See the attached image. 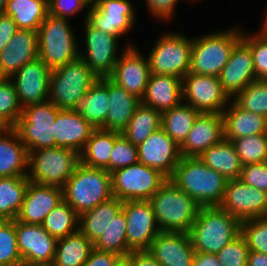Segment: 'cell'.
<instances>
[{
  "instance_id": "cell-1",
  "label": "cell",
  "mask_w": 267,
  "mask_h": 266,
  "mask_svg": "<svg viewBox=\"0 0 267 266\" xmlns=\"http://www.w3.org/2000/svg\"><path fill=\"white\" fill-rule=\"evenodd\" d=\"M201 207L219 206L227 180L209 168L199 157H181L169 178Z\"/></svg>"
},
{
  "instance_id": "cell-2",
  "label": "cell",
  "mask_w": 267,
  "mask_h": 266,
  "mask_svg": "<svg viewBox=\"0 0 267 266\" xmlns=\"http://www.w3.org/2000/svg\"><path fill=\"white\" fill-rule=\"evenodd\" d=\"M188 234L195 252L217 254L241 234V222L219 206L201 207Z\"/></svg>"
},
{
  "instance_id": "cell-3",
  "label": "cell",
  "mask_w": 267,
  "mask_h": 266,
  "mask_svg": "<svg viewBox=\"0 0 267 266\" xmlns=\"http://www.w3.org/2000/svg\"><path fill=\"white\" fill-rule=\"evenodd\" d=\"M62 190L63 200L80 216L113 197L111 174L79 163Z\"/></svg>"
},
{
  "instance_id": "cell-4",
  "label": "cell",
  "mask_w": 267,
  "mask_h": 266,
  "mask_svg": "<svg viewBox=\"0 0 267 266\" xmlns=\"http://www.w3.org/2000/svg\"><path fill=\"white\" fill-rule=\"evenodd\" d=\"M161 231L188 232L201 206L171 180H167L149 200Z\"/></svg>"
},
{
  "instance_id": "cell-5",
  "label": "cell",
  "mask_w": 267,
  "mask_h": 266,
  "mask_svg": "<svg viewBox=\"0 0 267 266\" xmlns=\"http://www.w3.org/2000/svg\"><path fill=\"white\" fill-rule=\"evenodd\" d=\"M69 18L48 14L37 30L38 58L51 70L79 58L77 39Z\"/></svg>"
},
{
  "instance_id": "cell-6",
  "label": "cell",
  "mask_w": 267,
  "mask_h": 266,
  "mask_svg": "<svg viewBox=\"0 0 267 266\" xmlns=\"http://www.w3.org/2000/svg\"><path fill=\"white\" fill-rule=\"evenodd\" d=\"M235 27L193 37L189 72L218 77L234 46L242 38V30Z\"/></svg>"
},
{
  "instance_id": "cell-7",
  "label": "cell",
  "mask_w": 267,
  "mask_h": 266,
  "mask_svg": "<svg viewBox=\"0 0 267 266\" xmlns=\"http://www.w3.org/2000/svg\"><path fill=\"white\" fill-rule=\"evenodd\" d=\"M98 79L79 57L51 70L49 100L59 109H75Z\"/></svg>"
},
{
  "instance_id": "cell-8",
  "label": "cell",
  "mask_w": 267,
  "mask_h": 266,
  "mask_svg": "<svg viewBox=\"0 0 267 266\" xmlns=\"http://www.w3.org/2000/svg\"><path fill=\"white\" fill-rule=\"evenodd\" d=\"M80 163L77 152L68 148L49 147L28 151L29 181L63 188Z\"/></svg>"
},
{
  "instance_id": "cell-9",
  "label": "cell",
  "mask_w": 267,
  "mask_h": 266,
  "mask_svg": "<svg viewBox=\"0 0 267 266\" xmlns=\"http://www.w3.org/2000/svg\"><path fill=\"white\" fill-rule=\"evenodd\" d=\"M60 110L49 99L23 107L22 116L13 128L27 151L56 147L54 125Z\"/></svg>"
},
{
  "instance_id": "cell-10",
  "label": "cell",
  "mask_w": 267,
  "mask_h": 266,
  "mask_svg": "<svg viewBox=\"0 0 267 266\" xmlns=\"http://www.w3.org/2000/svg\"><path fill=\"white\" fill-rule=\"evenodd\" d=\"M167 180L157 169L137 162L111 173L112 194L123 202L150 200Z\"/></svg>"
},
{
  "instance_id": "cell-11",
  "label": "cell",
  "mask_w": 267,
  "mask_h": 266,
  "mask_svg": "<svg viewBox=\"0 0 267 266\" xmlns=\"http://www.w3.org/2000/svg\"><path fill=\"white\" fill-rule=\"evenodd\" d=\"M148 53L151 74L183 78L190 69L192 39L183 34L167 32L160 36Z\"/></svg>"
},
{
  "instance_id": "cell-12",
  "label": "cell",
  "mask_w": 267,
  "mask_h": 266,
  "mask_svg": "<svg viewBox=\"0 0 267 266\" xmlns=\"http://www.w3.org/2000/svg\"><path fill=\"white\" fill-rule=\"evenodd\" d=\"M182 93L185 104L199 113H222L231 101L217 76L188 72L182 78Z\"/></svg>"
},
{
  "instance_id": "cell-13",
  "label": "cell",
  "mask_w": 267,
  "mask_h": 266,
  "mask_svg": "<svg viewBox=\"0 0 267 266\" xmlns=\"http://www.w3.org/2000/svg\"><path fill=\"white\" fill-rule=\"evenodd\" d=\"M84 28L87 54L79 52V57L99 79L110 77L119 59V55L116 54L118 38L95 28L87 20H85Z\"/></svg>"
},
{
  "instance_id": "cell-14",
  "label": "cell",
  "mask_w": 267,
  "mask_h": 266,
  "mask_svg": "<svg viewBox=\"0 0 267 266\" xmlns=\"http://www.w3.org/2000/svg\"><path fill=\"white\" fill-rule=\"evenodd\" d=\"M240 222L267 215V193L242 182L227 180L224 197L219 205Z\"/></svg>"
},
{
  "instance_id": "cell-15",
  "label": "cell",
  "mask_w": 267,
  "mask_h": 266,
  "mask_svg": "<svg viewBox=\"0 0 267 266\" xmlns=\"http://www.w3.org/2000/svg\"><path fill=\"white\" fill-rule=\"evenodd\" d=\"M126 218L127 245L132 250H148L161 232L149 200L126 201L122 208Z\"/></svg>"
},
{
  "instance_id": "cell-16",
  "label": "cell",
  "mask_w": 267,
  "mask_h": 266,
  "mask_svg": "<svg viewBox=\"0 0 267 266\" xmlns=\"http://www.w3.org/2000/svg\"><path fill=\"white\" fill-rule=\"evenodd\" d=\"M135 18V10L129 0H99L91 5L84 21L119 38L131 30Z\"/></svg>"
},
{
  "instance_id": "cell-17",
  "label": "cell",
  "mask_w": 267,
  "mask_h": 266,
  "mask_svg": "<svg viewBox=\"0 0 267 266\" xmlns=\"http://www.w3.org/2000/svg\"><path fill=\"white\" fill-rule=\"evenodd\" d=\"M151 72L148 58L132 44L126 45L124 52L117 60L112 75L109 77L118 86L142 98Z\"/></svg>"
},
{
  "instance_id": "cell-18",
  "label": "cell",
  "mask_w": 267,
  "mask_h": 266,
  "mask_svg": "<svg viewBox=\"0 0 267 266\" xmlns=\"http://www.w3.org/2000/svg\"><path fill=\"white\" fill-rule=\"evenodd\" d=\"M140 163L157 169L168 179L181 159L180 146L162 129L137 146Z\"/></svg>"
},
{
  "instance_id": "cell-19",
  "label": "cell",
  "mask_w": 267,
  "mask_h": 266,
  "mask_svg": "<svg viewBox=\"0 0 267 266\" xmlns=\"http://www.w3.org/2000/svg\"><path fill=\"white\" fill-rule=\"evenodd\" d=\"M50 74L51 69L37 58L26 63L10 77L22 107L49 99Z\"/></svg>"
},
{
  "instance_id": "cell-20",
  "label": "cell",
  "mask_w": 267,
  "mask_h": 266,
  "mask_svg": "<svg viewBox=\"0 0 267 266\" xmlns=\"http://www.w3.org/2000/svg\"><path fill=\"white\" fill-rule=\"evenodd\" d=\"M218 78L223 91L231 100L256 80L252 52L242 39L234 46Z\"/></svg>"
},
{
  "instance_id": "cell-21",
  "label": "cell",
  "mask_w": 267,
  "mask_h": 266,
  "mask_svg": "<svg viewBox=\"0 0 267 266\" xmlns=\"http://www.w3.org/2000/svg\"><path fill=\"white\" fill-rule=\"evenodd\" d=\"M15 231L23 265L54 260L58 240L42 225L26 224L15 219Z\"/></svg>"
},
{
  "instance_id": "cell-22",
  "label": "cell",
  "mask_w": 267,
  "mask_h": 266,
  "mask_svg": "<svg viewBox=\"0 0 267 266\" xmlns=\"http://www.w3.org/2000/svg\"><path fill=\"white\" fill-rule=\"evenodd\" d=\"M224 139L222 113H199L187 138L180 145L181 157H199Z\"/></svg>"
},
{
  "instance_id": "cell-23",
  "label": "cell",
  "mask_w": 267,
  "mask_h": 266,
  "mask_svg": "<svg viewBox=\"0 0 267 266\" xmlns=\"http://www.w3.org/2000/svg\"><path fill=\"white\" fill-rule=\"evenodd\" d=\"M148 251L161 266H193L195 251L188 232L161 231Z\"/></svg>"
},
{
  "instance_id": "cell-24",
  "label": "cell",
  "mask_w": 267,
  "mask_h": 266,
  "mask_svg": "<svg viewBox=\"0 0 267 266\" xmlns=\"http://www.w3.org/2000/svg\"><path fill=\"white\" fill-rule=\"evenodd\" d=\"M62 201V188L30 181L16 219L26 224L41 225L44 218Z\"/></svg>"
},
{
  "instance_id": "cell-25",
  "label": "cell",
  "mask_w": 267,
  "mask_h": 266,
  "mask_svg": "<svg viewBox=\"0 0 267 266\" xmlns=\"http://www.w3.org/2000/svg\"><path fill=\"white\" fill-rule=\"evenodd\" d=\"M37 58V32L18 29L0 52V77L10 78L26 63Z\"/></svg>"
},
{
  "instance_id": "cell-26",
  "label": "cell",
  "mask_w": 267,
  "mask_h": 266,
  "mask_svg": "<svg viewBox=\"0 0 267 266\" xmlns=\"http://www.w3.org/2000/svg\"><path fill=\"white\" fill-rule=\"evenodd\" d=\"M94 130L75 109H61L54 125L56 147L68 148L80 154Z\"/></svg>"
},
{
  "instance_id": "cell-27",
  "label": "cell",
  "mask_w": 267,
  "mask_h": 266,
  "mask_svg": "<svg viewBox=\"0 0 267 266\" xmlns=\"http://www.w3.org/2000/svg\"><path fill=\"white\" fill-rule=\"evenodd\" d=\"M182 102L181 78L173 75H150L141 103L163 113Z\"/></svg>"
},
{
  "instance_id": "cell-28",
  "label": "cell",
  "mask_w": 267,
  "mask_h": 266,
  "mask_svg": "<svg viewBox=\"0 0 267 266\" xmlns=\"http://www.w3.org/2000/svg\"><path fill=\"white\" fill-rule=\"evenodd\" d=\"M230 102L222 112L224 139L233 141L244 136L267 134L266 117L240 108L233 100Z\"/></svg>"
},
{
  "instance_id": "cell-29",
  "label": "cell",
  "mask_w": 267,
  "mask_h": 266,
  "mask_svg": "<svg viewBox=\"0 0 267 266\" xmlns=\"http://www.w3.org/2000/svg\"><path fill=\"white\" fill-rule=\"evenodd\" d=\"M109 111L103 129L122 133L141 99L118 86L108 77Z\"/></svg>"
},
{
  "instance_id": "cell-30",
  "label": "cell",
  "mask_w": 267,
  "mask_h": 266,
  "mask_svg": "<svg viewBox=\"0 0 267 266\" xmlns=\"http://www.w3.org/2000/svg\"><path fill=\"white\" fill-rule=\"evenodd\" d=\"M27 173L28 151L11 127L0 135V177H25Z\"/></svg>"
},
{
  "instance_id": "cell-31",
  "label": "cell",
  "mask_w": 267,
  "mask_h": 266,
  "mask_svg": "<svg viewBox=\"0 0 267 266\" xmlns=\"http://www.w3.org/2000/svg\"><path fill=\"white\" fill-rule=\"evenodd\" d=\"M123 203L118 198L112 197L84 212L79 216V231L94 244L122 210Z\"/></svg>"
},
{
  "instance_id": "cell-32",
  "label": "cell",
  "mask_w": 267,
  "mask_h": 266,
  "mask_svg": "<svg viewBox=\"0 0 267 266\" xmlns=\"http://www.w3.org/2000/svg\"><path fill=\"white\" fill-rule=\"evenodd\" d=\"M108 107V78H100L89 88L75 110L95 129H103Z\"/></svg>"
},
{
  "instance_id": "cell-33",
  "label": "cell",
  "mask_w": 267,
  "mask_h": 266,
  "mask_svg": "<svg viewBox=\"0 0 267 266\" xmlns=\"http://www.w3.org/2000/svg\"><path fill=\"white\" fill-rule=\"evenodd\" d=\"M199 158L226 180L239 179L241 175L242 164L232 141L223 139L203 152Z\"/></svg>"
},
{
  "instance_id": "cell-34",
  "label": "cell",
  "mask_w": 267,
  "mask_h": 266,
  "mask_svg": "<svg viewBox=\"0 0 267 266\" xmlns=\"http://www.w3.org/2000/svg\"><path fill=\"white\" fill-rule=\"evenodd\" d=\"M18 29L36 31L48 15V0H7L4 10Z\"/></svg>"
},
{
  "instance_id": "cell-35",
  "label": "cell",
  "mask_w": 267,
  "mask_h": 266,
  "mask_svg": "<svg viewBox=\"0 0 267 266\" xmlns=\"http://www.w3.org/2000/svg\"><path fill=\"white\" fill-rule=\"evenodd\" d=\"M115 142V131L95 129L79 154L80 163L91 168L105 169L110 162Z\"/></svg>"
},
{
  "instance_id": "cell-36",
  "label": "cell",
  "mask_w": 267,
  "mask_h": 266,
  "mask_svg": "<svg viewBox=\"0 0 267 266\" xmlns=\"http://www.w3.org/2000/svg\"><path fill=\"white\" fill-rule=\"evenodd\" d=\"M93 249V243L78 230L57 241L54 264L56 266H83Z\"/></svg>"
},
{
  "instance_id": "cell-37",
  "label": "cell",
  "mask_w": 267,
  "mask_h": 266,
  "mask_svg": "<svg viewBox=\"0 0 267 266\" xmlns=\"http://www.w3.org/2000/svg\"><path fill=\"white\" fill-rule=\"evenodd\" d=\"M162 113L140 103L125 130L121 133L133 145L138 146L153 132L161 128Z\"/></svg>"
},
{
  "instance_id": "cell-38",
  "label": "cell",
  "mask_w": 267,
  "mask_h": 266,
  "mask_svg": "<svg viewBox=\"0 0 267 266\" xmlns=\"http://www.w3.org/2000/svg\"><path fill=\"white\" fill-rule=\"evenodd\" d=\"M25 177H0V219L15 220L29 184Z\"/></svg>"
},
{
  "instance_id": "cell-39",
  "label": "cell",
  "mask_w": 267,
  "mask_h": 266,
  "mask_svg": "<svg viewBox=\"0 0 267 266\" xmlns=\"http://www.w3.org/2000/svg\"><path fill=\"white\" fill-rule=\"evenodd\" d=\"M199 112L182 102L162 113L161 128L180 146L187 138Z\"/></svg>"
},
{
  "instance_id": "cell-40",
  "label": "cell",
  "mask_w": 267,
  "mask_h": 266,
  "mask_svg": "<svg viewBox=\"0 0 267 266\" xmlns=\"http://www.w3.org/2000/svg\"><path fill=\"white\" fill-rule=\"evenodd\" d=\"M41 225L59 240L79 230V215L63 200L44 218Z\"/></svg>"
},
{
  "instance_id": "cell-41",
  "label": "cell",
  "mask_w": 267,
  "mask_h": 266,
  "mask_svg": "<svg viewBox=\"0 0 267 266\" xmlns=\"http://www.w3.org/2000/svg\"><path fill=\"white\" fill-rule=\"evenodd\" d=\"M126 218L123 210L110 222L107 230L93 244L99 251L114 252L119 256L129 255L132 250L127 245Z\"/></svg>"
},
{
  "instance_id": "cell-42",
  "label": "cell",
  "mask_w": 267,
  "mask_h": 266,
  "mask_svg": "<svg viewBox=\"0 0 267 266\" xmlns=\"http://www.w3.org/2000/svg\"><path fill=\"white\" fill-rule=\"evenodd\" d=\"M232 100L240 108L267 118V81H253Z\"/></svg>"
},
{
  "instance_id": "cell-43",
  "label": "cell",
  "mask_w": 267,
  "mask_h": 266,
  "mask_svg": "<svg viewBox=\"0 0 267 266\" xmlns=\"http://www.w3.org/2000/svg\"><path fill=\"white\" fill-rule=\"evenodd\" d=\"M232 142L242 166L267 161V134L244 136Z\"/></svg>"
},
{
  "instance_id": "cell-44",
  "label": "cell",
  "mask_w": 267,
  "mask_h": 266,
  "mask_svg": "<svg viewBox=\"0 0 267 266\" xmlns=\"http://www.w3.org/2000/svg\"><path fill=\"white\" fill-rule=\"evenodd\" d=\"M0 265L23 266L18 250L15 220H4L0 224Z\"/></svg>"
},
{
  "instance_id": "cell-45",
  "label": "cell",
  "mask_w": 267,
  "mask_h": 266,
  "mask_svg": "<svg viewBox=\"0 0 267 266\" xmlns=\"http://www.w3.org/2000/svg\"><path fill=\"white\" fill-rule=\"evenodd\" d=\"M22 110L11 78L0 77V118L14 127L22 116Z\"/></svg>"
},
{
  "instance_id": "cell-46",
  "label": "cell",
  "mask_w": 267,
  "mask_h": 266,
  "mask_svg": "<svg viewBox=\"0 0 267 266\" xmlns=\"http://www.w3.org/2000/svg\"><path fill=\"white\" fill-rule=\"evenodd\" d=\"M138 148L128 141L121 133L115 132V142L111 153L109 165L105 168L110 174L115 170L136 164Z\"/></svg>"
},
{
  "instance_id": "cell-47",
  "label": "cell",
  "mask_w": 267,
  "mask_h": 266,
  "mask_svg": "<svg viewBox=\"0 0 267 266\" xmlns=\"http://www.w3.org/2000/svg\"><path fill=\"white\" fill-rule=\"evenodd\" d=\"M241 235L250 251L267 254V215L241 222Z\"/></svg>"
},
{
  "instance_id": "cell-48",
  "label": "cell",
  "mask_w": 267,
  "mask_h": 266,
  "mask_svg": "<svg viewBox=\"0 0 267 266\" xmlns=\"http://www.w3.org/2000/svg\"><path fill=\"white\" fill-rule=\"evenodd\" d=\"M241 39L252 52L256 80L267 81V37L261 31L257 34L242 32Z\"/></svg>"
},
{
  "instance_id": "cell-49",
  "label": "cell",
  "mask_w": 267,
  "mask_h": 266,
  "mask_svg": "<svg viewBox=\"0 0 267 266\" xmlns=\"http://www.w3.org/2000/svg\"><path fill=\"white\" fill-rule=\"evenodd\" d=\"M250 249L240 234L216 255L222 266H247Z\"/></svg>"
},
{
  "instance_id": "cell-50",
  "label": "cell",
  "mask_w": 267,
  "mask_h": 266,
  "mask_svg": "<svg viewBox=\"0 0 267 266\" xmlns=\"http://www.w3.org/2000/svg\"><path fill=\"white\" fill-rule=\"evenodd\" d=\"M239 179L245 184L267 193V161L242 166Z\"/></svg>"
},
{
  "instance_id": "cell-51",
  "label": "cell",
  "mask_w": 267,
  "mask_h": 266,
  "mask_svg": "<svg viewBox=\"0 0 267 266\" xmlns=\"http://www.w3.org/2000/svg\"><path fill=\"white\" fill-rule=\"evenodd\" d=\"M89 6L86 0H48V14L68 18Z\"/></svg>"
},
{
  "instance_id": "cell-52",
  "label": "cell",
  "mask_w": 267,
  "mask_h": 266,
  "mask_svg": "<svg viewBox=\"0 0 267 266\" xmlns=\"http://www.w3.org/2000/svg\"><path fill=\"white\" fill-rule=\"evenodd\" d=\"M150 14L159 20L173 17L178 0H145Z\"/></svg>"
},
{
  "instance_id": "cell-53",
  "label": "cell",
  "mask_w": 267,
  "mask_h": 266,
  "mask_svg": "<svg viewBox=\"0 0 267 266\" xmlns=\"http://www.w3.org/2000/svg\"><path fill=\"white\" fill-rule=\"evenodd\" d=\"M17 30V25L12 17L5 13L0 14V52L4 49Z\"/></svg>"
},
{
  "instance_id": "cell-54",
  "label": "cell",
  "mask_w": 267,
  "mask_h": 266,
  "mask_svg": "<svg viewBox=\"0 0 267 266\" xmlns=\"http://www.w3.org/2000/svg\"><path fill=\"white\" fill-rule=\"evenodd\" d=\"M118 257L114 252L93 249L83 266H113Z\"/></svg>"
},
{
  "instance_id": "cell-55",
  "label": "cell",
  "mask_w": 267,
  "mask_h": 266,
  "mask_svg": "<svg viewBox=\"0 0 267 266\" xmlns=\"http://www.w3.org/2000/svg\"><path fill=\"white\" fill-rule=\"evenodd\" d=\"M129 256L132 258L133 266H161L148 250H135Z\"/></svg>"
},
{
  "instance_id": "cell-56",
  "label": "cell",
  "mask_w": 267,
  "mask_h": 266,
  "mask_svg": "<svg viewBox=\"0 0 267 266\" xmlns=\"http://www.w3.org/2000/svg\"><path fill=\"white\" fill-rule=\"evenodd\" d=\"M193 266H222L216 254L195 252Z\"/></svg>"
},
{
  "instance_id": "cell-57",
  "label": "cell",
  "mask_w": 267,
  "mask_h": 266,
  "mask_svg": "<svg viewBox=\"0 0 267 266\" xmlns=\"http://www.w3.org/2000/svg\"><path fill=\"white\" fill-rule=\"evenodd\" d=\"M247 266H267V254L250 251Z\"/></svg>"
},
{
  "instance_id": "cell-58",
  "label": "cell",
  "mask_w": 267,
  "mask_h": 266,
  "mask_svg": "<svg viewBox=\"0 0 267 266\" xmlns=\"http://www.w3.org/2000/svg\"><path fill=\"white\" fill-rule=\"evenodd\" d=\"M113 266H133L132 258L129 255L119 256Z\"/></svg>"
},
{
  "instance_id": "cell-59",
  "label": "cell",
  "mask_w": 267,
  "mask_h": 266,
  "mask_svg": "<svg viewBox=\"0 0 267 266\" xmlns=\"http://www.w3.org/2000/svg\"><path fill=\"white\" fill-rule=\"evenodd\" d=\"M23 266H56V265L54 264V261H49V262L30 263V264H25Z\"/></svg>"
},
{
  "instance_id": "cell-60",
  "label": "cell",
  "mask_w": 267,
  "mask_h": 266,
  "mask_svg": "<svg viewBox=\"0 0 267 266\" xmlns=\"http://www.w3.org/2000/svg\"><path fill=\"white\" fill-rule=\"evenodd\" d=\"M11 127L0 118V135L4 134Z\"/></svg>"
},
{
  "instance_id": "cell-61",
  "label": "cell",
  "mask_w": 267,
  "mask_h": 266,
  "mask_svg": "<svg viewBox=\"0 0 267 266\" xmlns=\"http://www.w3.org/2000/svg\"><path fill=\"white\" fill-rule=\"evenodd\" d=\"M7 0H0V14L4 13Z\"/></svg>"
},
{
  "instance_id": "cell-62",
  "label": "cell",
  "mask_w": 267,
  "mask_h": 266,
  "mask_svg": "<svg viewBox=\"0 0 267 266\" xmlns=\"http://www.w3.org/2000/svg\"><path fill=\"white\" fill-rule=\"evenodd\" d=\"M263 28L260 30L267 37V21H265Z\"/></svg>"
},
{
  "instance_id": "cell-63",
  "label": "cell",
  "mask_w": 267,
  "mask_h": 266,
  "mask_svg": "<svg viewBox=\"0 0 267 266\" xmlns=\"http://www.w3.org/2000/svg\"><path fill=\"white\" fill-rule=\"evenodd\" d=\"M89 5H94L96 4L99 0H86Z\"/></svg>"
}]
</instances>
